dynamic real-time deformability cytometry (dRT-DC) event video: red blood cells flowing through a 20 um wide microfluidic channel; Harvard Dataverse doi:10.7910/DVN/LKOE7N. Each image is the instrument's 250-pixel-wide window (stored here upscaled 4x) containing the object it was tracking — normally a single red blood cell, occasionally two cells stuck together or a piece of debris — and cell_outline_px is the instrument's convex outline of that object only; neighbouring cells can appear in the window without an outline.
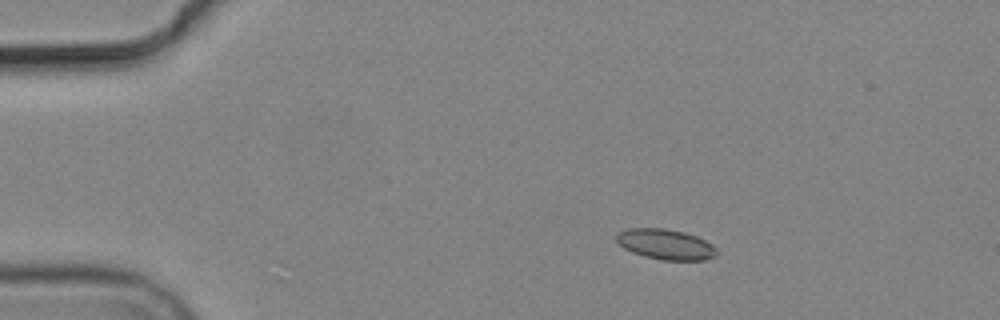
{"species": "common noctule bat (a hibernating species)", "species_latin": "Nyctalus noctula", "temperature_condition": "cold", "stored_images_in_passage": 5, "camera_frame_rate_fps": 3000, "um_per_image_px": 0.085, "animal": {"sex": "male", "body_mass_g": 19.2, "forearm_length_mm": 51.8}, "frame": {"image": 1, "passage_image": 3, "time_ms": 3.0, "image_size_px": [1000, 320], "cell_outline_px": [[716, 256], [704, 260], [664, 260], [644, 256], [632, 252], [624, 248], [616, 240], [616, 232], [628, 228], [664, 228], [684, 232], [696, 236], [712, 244], [716, 248]], "centroid_in_image_um": [56.56, 20.76], "position_along_channel_um": 28.4, "area_um2": 17.74}}